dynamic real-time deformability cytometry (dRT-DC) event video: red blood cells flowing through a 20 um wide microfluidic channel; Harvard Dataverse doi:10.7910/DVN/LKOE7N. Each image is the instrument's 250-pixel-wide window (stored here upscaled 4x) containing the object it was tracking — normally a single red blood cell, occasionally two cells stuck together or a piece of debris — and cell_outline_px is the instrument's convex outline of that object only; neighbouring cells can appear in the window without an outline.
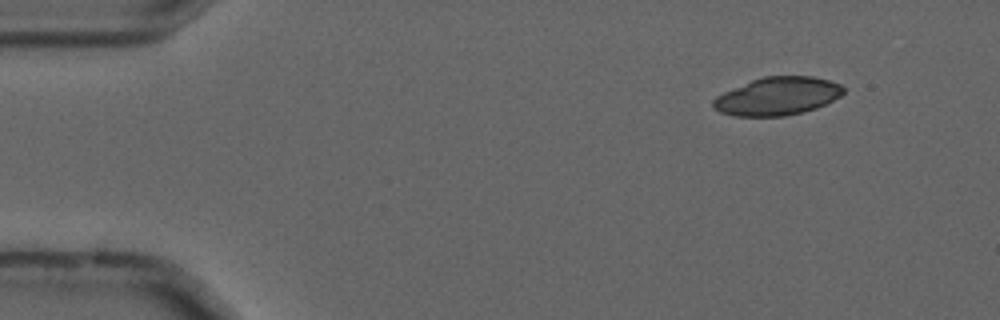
{"species": "common noctule bat (a hibernating species)", "species_latin": "Nyctalus noctula", "temperature_condition": "cold", "stored_images_in_passage": 50, "camera_frame_rate_fps": 3000, "um_per_image_px": 0.085, "animal": {"sex": "male", "forearm_length_mm": 52.5}, "frame": {"image": 1, "passage_image": 1, "time_ms": 0.0, "image_size_px": [1000, 320], "cell_outline_px": [[844, 92], [840, 96], [816, 108], [804, 112], [784, 116], [732, 116], [720, 112], [712, 108], [712, 100], [716, 96], [724, 92], [752, 80], [764, 76], [812, 76], [828, 80], [840, 84], [844, 88]], "centroid_in_image_um": [66.06, 8.18], "position_along_channel_um": 18.9, "area_um2": 28.84}}